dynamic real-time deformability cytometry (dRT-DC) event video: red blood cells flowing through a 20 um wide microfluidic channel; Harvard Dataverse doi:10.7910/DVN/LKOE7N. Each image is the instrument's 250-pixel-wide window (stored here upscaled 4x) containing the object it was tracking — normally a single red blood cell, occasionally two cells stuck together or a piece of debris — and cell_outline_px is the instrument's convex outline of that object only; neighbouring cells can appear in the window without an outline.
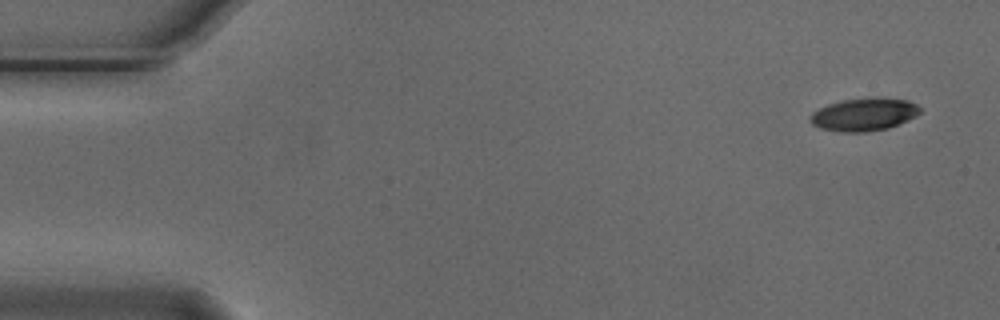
{"species": "Egyptian fruit bat (a non-hibernating species)", "species_latin": "Rousettus aegyptiacus", "temperature_condition": "cold", "stored_images_in_passage": 4, "camera_frame_rate_fps": 3000, "um_per_image_px": 0.085, "animal": {"sex": "male"}, "frame": {"image": 1, "passage_image": 1, "time_ms": 0.0, "image_size_px": [1000, 320], "cell_outline_px": [[920, 112], [916, 116], [908, 120], [888, 128], [864, 132], [840, 132], [820, 128], [812, 124], [808, 120], [808, 116], [812, 112], [828, 104], [844, 100], [876, 96], [880, 96], [908, 100], [916, 104], [920, 108]], "centroid_in_image_um": [73.43, 9.71], "position_along_channel_um": 11.6, "area_um2": 21.27}}